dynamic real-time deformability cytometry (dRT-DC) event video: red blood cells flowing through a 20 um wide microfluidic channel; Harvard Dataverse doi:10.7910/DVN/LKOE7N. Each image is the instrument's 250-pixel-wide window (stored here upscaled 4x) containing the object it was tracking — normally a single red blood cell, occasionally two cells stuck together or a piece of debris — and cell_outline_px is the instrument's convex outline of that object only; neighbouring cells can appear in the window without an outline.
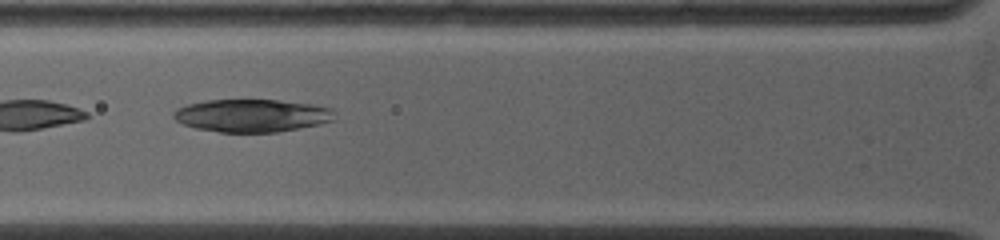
{"species": "common noctule bat (a hibernating species)", "species_latin": "Nyctalus noctula", "temperature_condition": "warm", "stored_images_in_passage": 9, "camera_frame_rate_fps": 5000, "um_per_image_px": 0.085, "animal": {"sex": "female", "body_mass_g": 19.0, "forearm_length_mm": 53.3}, "frame": {"image": 1, "passage_image": 4, "time_ms": 1.8, "image_size_px": [1000, 240], "cell_outline_px": [[336, 120], [320, 124], [276, 132], [220, 132], [196, 128], [184, 124], [176, 120], [172, 116], [172, 112], [176, 108], [188, 104], [204, 100], [280, 100], [312, 104], [332, 108]], "centroid_in_image_um": [21.41, 9.81], "position_along_channel_um": 104.4, "area_um2": 30.87}}
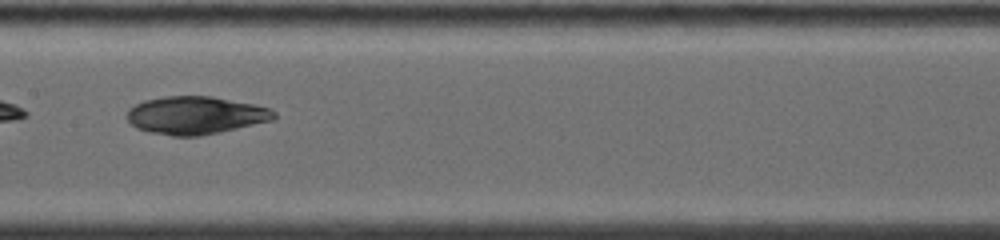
{"frame": {"image": 2, "passage_image": 8, "time_ms": 4.0, "image_size_px": [1000, 240], "cell_outline_px": [[276, 116], [272, 120], [220, 132], [200, 136], [172, 136], [148, 132], [136, 128], [128, 120], [128, 108], [144, 100], [164, 96], [212, 96], [256, 104], [272, 108], [276, 112]], "centroid_in_image_um": [16.64, 9.79], "position_along_channel_um": 190.8, "area_um2": 32.6}}